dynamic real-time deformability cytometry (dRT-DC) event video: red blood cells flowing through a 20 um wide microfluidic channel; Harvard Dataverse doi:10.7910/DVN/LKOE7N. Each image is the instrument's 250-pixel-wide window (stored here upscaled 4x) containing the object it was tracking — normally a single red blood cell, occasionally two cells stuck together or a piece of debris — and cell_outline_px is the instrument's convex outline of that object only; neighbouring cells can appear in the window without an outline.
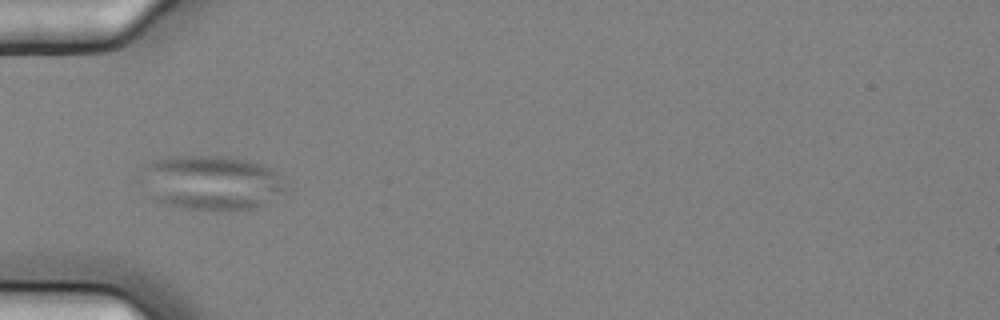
{"species": "common noctule bat (a hibernating species)", "species_latin": "Nyctalus noctula", "temperature_condition": "cold", "stored_images_in_passage": 3, "camera_frame_rate_fps": 3000, "um_per_image_px": 0.085, "animal": {"sex": "female", "body_mass_g": 25.1}, "frame": {"image": 1, "passage_image": 1, "time_ms": 0.0, "image_size_px": [1000, 320], "cell_outline_px": [[284, 188], [280, 192], [264, 204], [252, 208], [184, 208], [152, 200], [144, 172], [144, 164], [152, 160], [164, 156], [224, 156], [248, 160], [260, 164], [268, 168], [284, 180]], "centroid_in_image_um": [17.93, 15.48], "position_along_channel_um": 67.1, "area_um2": 44.51}}